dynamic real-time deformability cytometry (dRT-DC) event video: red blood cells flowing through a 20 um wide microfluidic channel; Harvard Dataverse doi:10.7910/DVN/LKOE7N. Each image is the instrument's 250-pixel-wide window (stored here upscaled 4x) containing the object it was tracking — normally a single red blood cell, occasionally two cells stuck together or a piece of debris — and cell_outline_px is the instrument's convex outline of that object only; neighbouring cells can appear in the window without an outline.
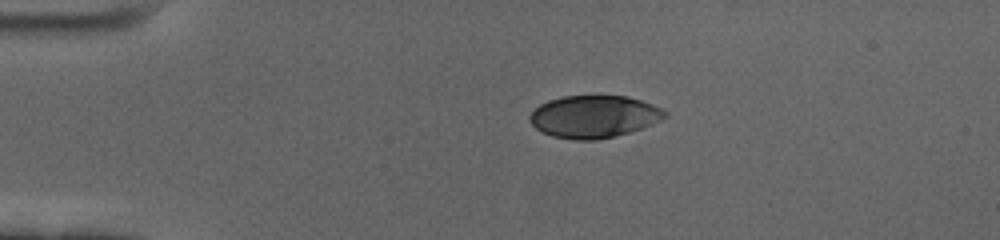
{"species": "human", "species_latin": "Homo sapiens", "temperature_condition": "cold", "stored_images_in_passage": 47, "camera_frame_rate_fps": 3000, "um_per_image_px": 0.085, "donor": {"sex": "female"}, "frame": {"image": 1, "passage_image": 1, "time_ms": 0.0, "image_size_px": [1000, 240], "cell_outline_px": [[668, 116], [652, 124], [628, 132], [596, 140], [576, 140], [552, 136], [536, 128], [528, 120], [528, 116], [540, 104], [548, 100], [564, 96], [628, 96], [652, 104], [668, 112]], "centroid_in_image_um": [50.48, 9.9], "position_along_channel_um": 34.5, "area_um2": 33.12}}
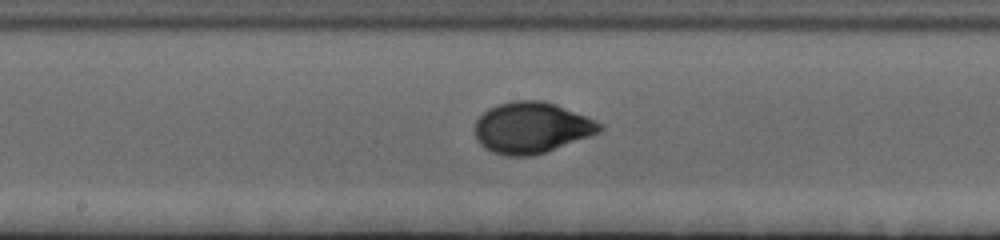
{"frame": {"image": 2, "passage_image": 20, "time_ms": 6.333, "image_size_px": [1000, 240], "cell_outline_px": [[604, 128], [600, 132], [544, 152], [532, 156], [508, 156], [492, 152], [484, 148], [476, 140], [476, 120], [488, 108], [496, 104], [512, 100], [540, 100], [556, 104], [604, 124]], "centroid_in_image_um": [45.16, 10.84], "position_along_channel_um": 203.0, "area_um2": 37.05}}
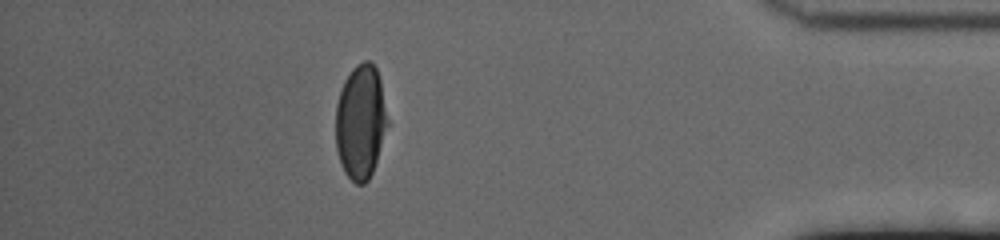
{"frame": {"image": 3, "passage_image": 41, "time_ms": 13.333, "image_size_px": [1000, 240], "cell_outline_px": [[388, 124], [372, 172], [368, 180], [364, 184], [356, 184], [344, 172], [340, 164], [336, 148], [336, 104], [344, 80], [352, 68], [356, 64], [364, 60], [368, 60], [376, 68], [380, 80], [388, 120]], "centroid_in_image_um": [30.63, 10.35], "position_along_channel_um": 404.6, "area_um2": 34.45}, "authors_computed_cell_mechanics": {"area_um2": 35.8938, "velocity_mm_per_s": 3.4365, "shape_relaxation_time_tau1_ms": 3.7481, "shape_relaxation_time_tau2_ms": null, "deformation_change_tau1": 0.179, "deformation_change_tau2": null}}